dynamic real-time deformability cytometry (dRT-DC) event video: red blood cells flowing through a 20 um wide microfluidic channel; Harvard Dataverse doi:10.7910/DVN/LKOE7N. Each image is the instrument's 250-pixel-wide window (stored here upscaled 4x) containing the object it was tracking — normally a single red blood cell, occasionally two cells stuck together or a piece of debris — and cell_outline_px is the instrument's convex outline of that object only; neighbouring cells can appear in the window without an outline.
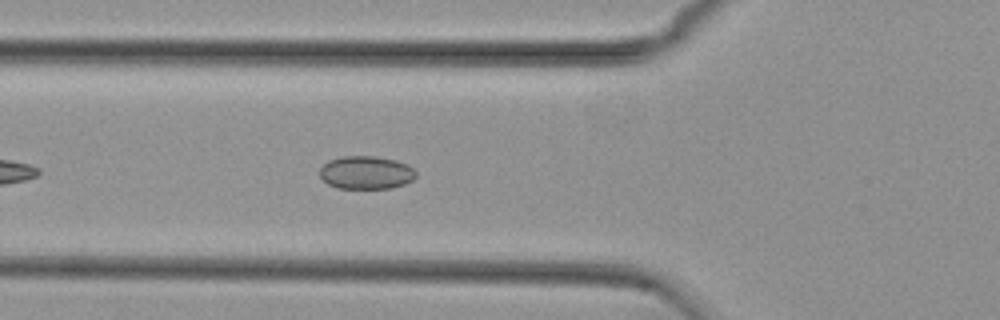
{"species": "common noctule bat (a hibernating species)", "species_latin": "Nyctalus noctula", "temperature_condition": "cold", "stored_images_in_passage": 42, "camera_frame_rate_fps": 3000, "um_per_image_px": 0.085, "animal": {"sex": "female", "body_mass_g": 29.2, "forearm_length_mm": 56.3}, "frame": {"image": 1, "passage_image": 7, "time_ms": 2.0, "image_size_px": [1000, 320], "cell_outline_px": [[416, 176], [412, 180], [404, 184], [392, 188], [336, 188], [328, 184], [320, 176], [320, 168], [328, 160], [344, 156], [376, 156], [396, 160], [408, 164], [416, 172]], "centroid_in_image_um": [31.12, 14.66], "position_along_channel_um": 94.7, "area_um2": 18.61}}
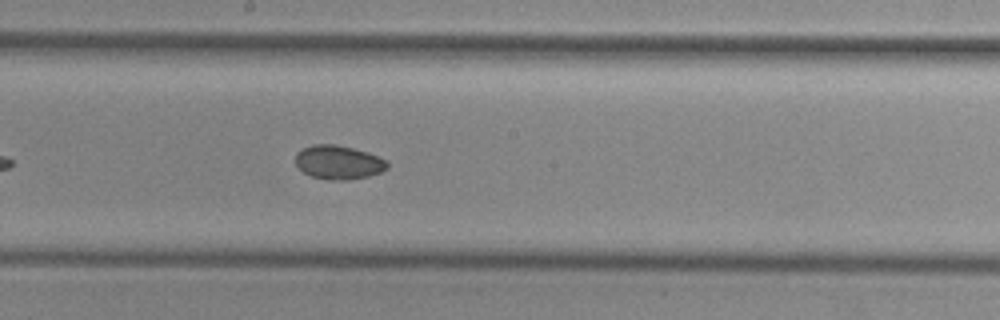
{"frame": {"image": 2, "passage_image": 17, "time_ms": 5.333, "image_size_px": [1000, 320], "cell_outline_px": [[388, 168], [380, 172], [368, 176], [348, 180], [328, 180], [312, 176], [304, 172], [296, 164], [296, 152], [312, 144], [336, 144], [368, 152], [388, 160]], "centroid_in_image_um": [28.79, 13.79], "position_along_channel_um": 219.4, "area_um2": 18.15}}
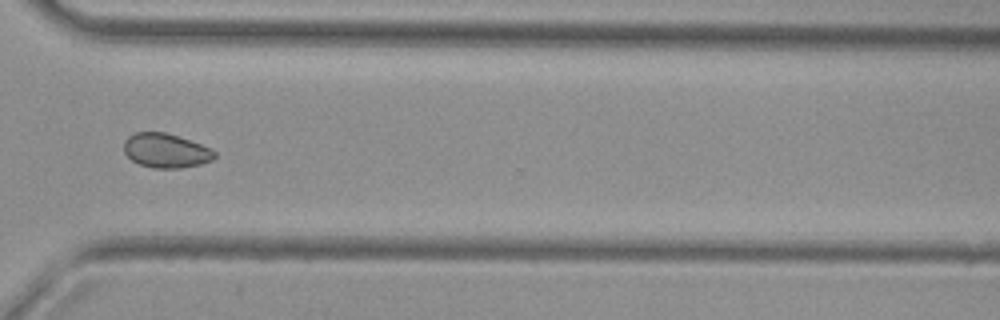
{"frame": {"image": 3, "passage_image": 28, "time_ms": 9.0, "image_size_px": [1000, 320], "cell_outline_px": [[216, 156], [212, 160], [200, 164], [180, 168], [152, 168], [140, 164], [132, 160], [124, 152], [124, 140], [128, 136], [136, 132], [164, 132], [212, 148], [216, 152]], "centroid_in_image_um": [14.09, 12.81], "position_along_channel_um": 356.5, "area_um2": 18.03}}